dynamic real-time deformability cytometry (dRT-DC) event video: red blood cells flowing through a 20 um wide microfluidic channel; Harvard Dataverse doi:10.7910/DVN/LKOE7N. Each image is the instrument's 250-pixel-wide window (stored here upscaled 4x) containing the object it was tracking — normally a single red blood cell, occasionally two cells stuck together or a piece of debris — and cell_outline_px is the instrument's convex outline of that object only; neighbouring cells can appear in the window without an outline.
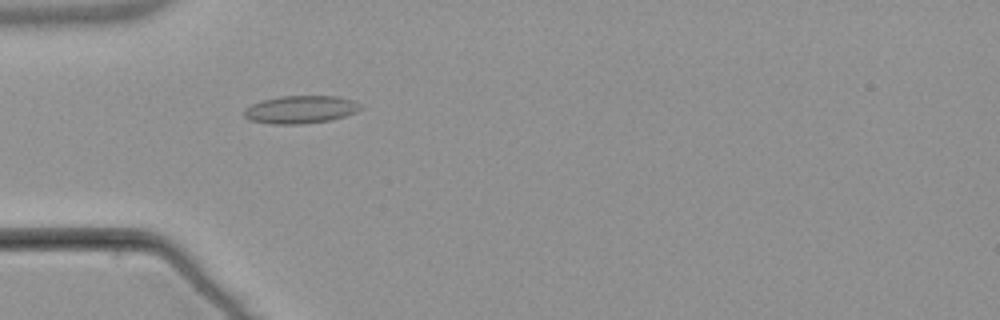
{"species": "common noctule bat (a hibernating species)", "species_latin": "Nyctalus noctula", "temperature_condition": "warm", "stored_images_in_passage": 54, "camera_frame_rate_fps": 3000, "um_per_image_px": 0.085, "animal": {"sex": "male", "body_mass_g": 21.5, "forearm_length_mm": 52.0}, "frame": {"image": 1, "passage_image": 17, "time_ms": 5.333, "image_size_px": [1000, 320], "cell_outline_px": [[360, 108], [356, 112], [332, 120], [300, 124], [272, 124], [248, 120], [244, 116], [244, 112], [252, 104], [260, 100], [280, 96], [336, 96], [352, 100], [360, 104]], "centroid_in_image_um": [25.52, 9.31], "position_along_channel_um": 59.5, "area_um2": 18.79}}
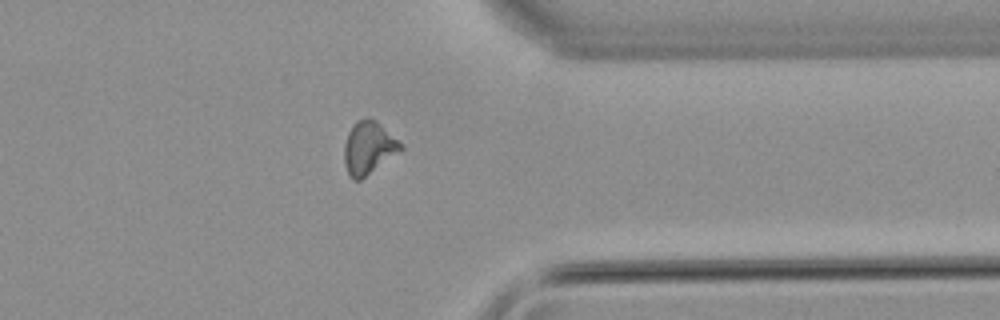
{"frame": {"image": 2, "passage_image": 43, "time_ms": 14.0, "image_size_px": [1000, 320], "cell_outline_px": [[404, 148], [360, 180], [352, 180], [344, 164], [344, 144], [348, 132], [356, 120], [364, 116], [368, 116], [376, 120], [404, 144]], "centroid_in_image_um": [31.33, 12.52], "position_along_channel_um": 380.1, "area_um2": 17.51}}
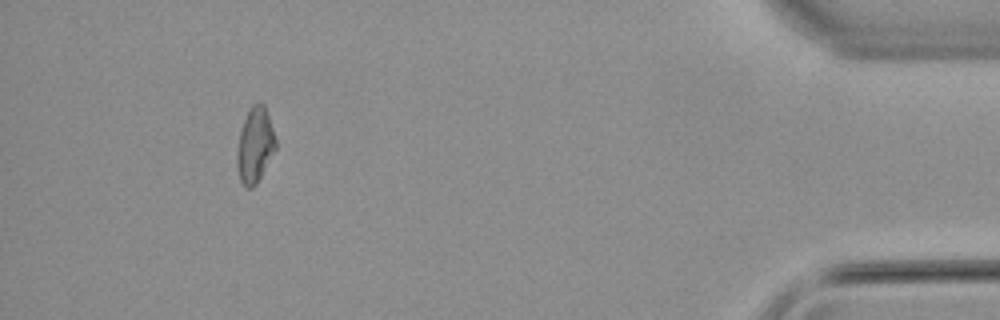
{"frame": {"image": 3, "passage_image": 50, "time_ms": 16.333, "image_size_px": [1000, 320], "cell_outline_px": [[276, 148], [256, 184], [252, 188], [244, 188], [240, 180], [236, 168], [236, 152], [240, 132], [244, 120], [252, 104], [264, 104], [276, 140]], "centroid_in_image_um": [21.64, 12.39], "position_along_channel_um": 413.6, "area_um2": 16.76}, "authors_computed_cell_mechanics": {"area_um2": 16.9643, "velocity_mm_per_s": 3.8342, "shape_relaxation_time_tau1_ms": null, "shape_relaxation_time_tau2_ms": 2.1076, "deformation_change_tau1": null, "deformation_change_tau2": 0.0839}}